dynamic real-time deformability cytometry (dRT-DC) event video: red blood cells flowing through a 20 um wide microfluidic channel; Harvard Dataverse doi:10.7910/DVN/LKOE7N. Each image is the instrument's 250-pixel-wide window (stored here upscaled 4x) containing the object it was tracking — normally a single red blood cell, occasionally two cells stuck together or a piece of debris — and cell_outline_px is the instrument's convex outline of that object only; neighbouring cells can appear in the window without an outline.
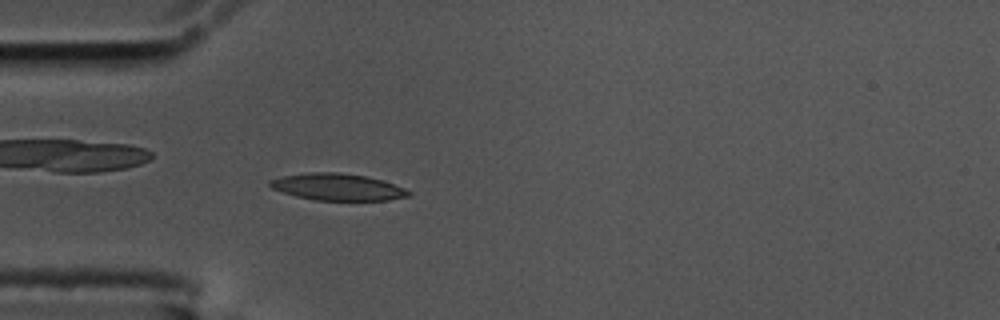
{"species": "common noctule bat (a hibernating species)", "species_latin": "Nyctalus noctula", "temperature_condition": "cold", "stored_images_in_passage": 57, "camera_frame_rate_fps": 3000, "um_per_image_px": 0.085, "animal": {"sex": "male", "body_mass_g": 17.5, "forearm_length_mm": 52.3}, "frame": {"image": 1, "passage_image": 16, "time_ms": 5.0, "image_size_px": [1000, 320], "cell_outline_px": [[412, 192], [408, 196], [388, 200], [316, 200], [296, 196], [272, 188], [268, 184], [268, 180], [284, 176], [312, 172], [340, 172], [364, 176], [380, 180], [404, 188]], "centroid_in_image_um": [28.67, 15.89], "position_along_channel_um": 56.3, "area_um2": 21.33}}
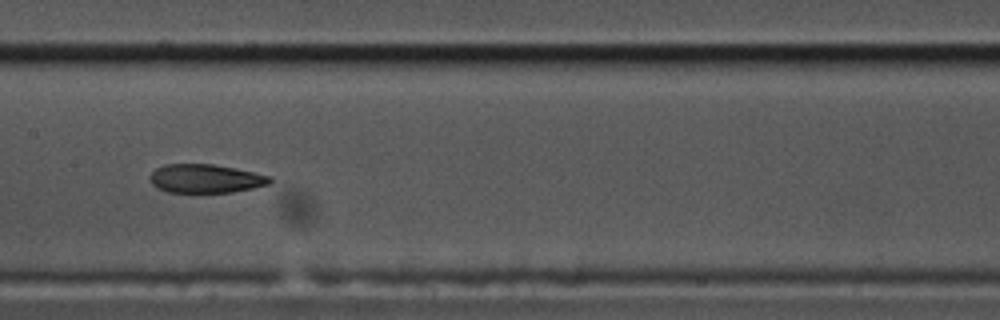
{"frame": {"image": 2, "passage_image": 28, "time_ms": 9.0, "image_size_px": [1000, 320], "cell_outline_px": [[272, 180], [268, 184], [252, 188], [232, 192], [168, 192], [156, 188], [152, 184], [152, 172], [156, 168], [164, 164], [212, 164], [272, 176]], "centroid_in_image_um": [17.47, 15.18], "position_along_channel_um": 189.9, "area_um2": 19.77}}
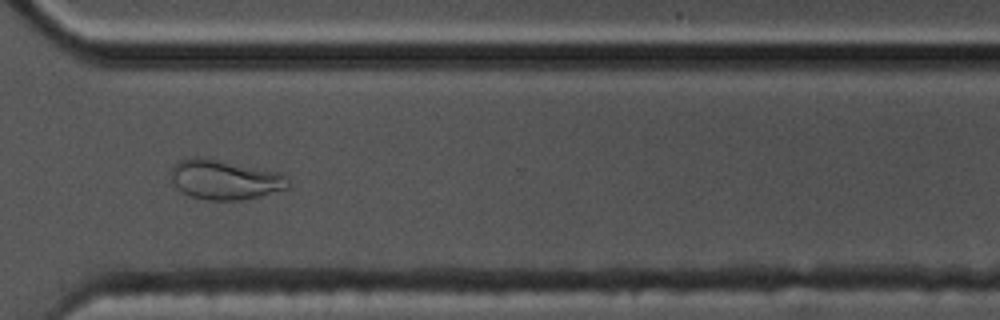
{"frame": {"image": 3, "passage_image": 42, "time_ms": 13.667, "image_size_px": [1000, 320], "cell_outline_px": [[292, 184], [288, 188], [260, 196], [240, 200], [208, 200], [192, 196], [176, 188], [168, 172], [172, 164], [180, 160], [196, 156], [280, 172]], "centroid_in_image_um": [19.07, 15.27], "position_along_channel_um": 351.5, "area_um2": 27.11}, "authors_computed_cell_mechanics": {"area_um2": 21.1548, "velocity_mm_per_s": 3.4593, "shape_relaxation_time_tau1_ms": 6.8617, "shape_relaxation_time_tau2_ms": 2.2599, "deformation_change_tau1": 0.2109, "deformation_change_tau2": 0.0889}}